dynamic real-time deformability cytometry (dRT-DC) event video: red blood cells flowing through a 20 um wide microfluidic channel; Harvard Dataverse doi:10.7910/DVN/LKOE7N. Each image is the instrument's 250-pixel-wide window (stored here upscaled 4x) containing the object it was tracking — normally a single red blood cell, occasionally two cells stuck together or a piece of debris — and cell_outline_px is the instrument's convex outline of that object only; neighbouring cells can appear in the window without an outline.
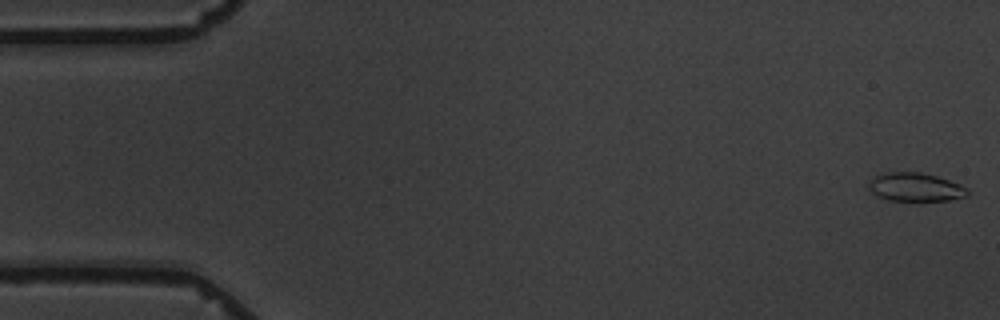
{"species": "common noctule bat (a hibernating species)", "species_latin": "Nyctalus noctula", "temperature_condition": "warm", "stored_images_in_passage": 12, "camera_frame_rate_fps": 3000, "um_per_image_px": 0.085, "animal": {"sex": "male", "body_mass_g": 19.5, "forearm_length_mm": 54.6}, "frame": {"image": 1, "passage_image": 1, "time_ms": 0.0, "image_size_px": [1000, 320], "cell_outline_px": [[968, 196], [948, 200], [888, 200], [876, 196], [868, 188], [868, 180], [884, 172], [920, 172], [936, 176], [960, 184], [968, 188]], "centroid_in_image_um": [77.78, 15.9], "position_along_channel_um": 7.2, "area_um2": 16.42}}
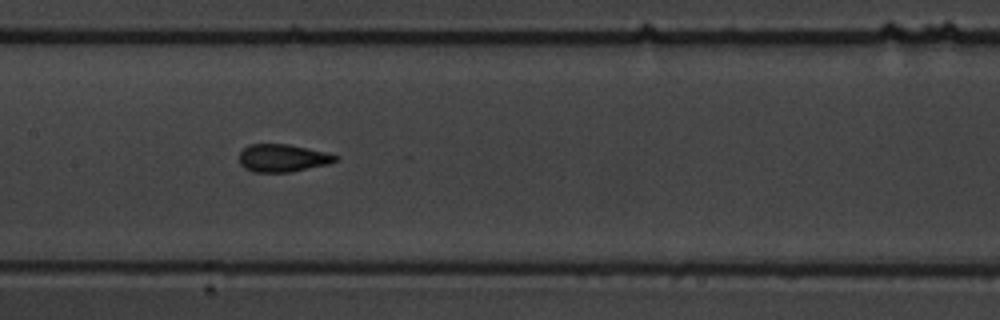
{"frame": {"image": 2, "passage_image": 8, "time_ms": 9.0, "image_size_px": [1000, 320], "cell_outline_px": [[340, 156], [336, 160], [328, 164], [292, 172], [252, 172], [244, 168], [240, 164], [240, 152], [248, 144], [288, 144], [328, 152]], "centroid_in_image_um": [24.03, 13.43], "position_along_channel_um": 183.4, "area_um2": 15.66}}
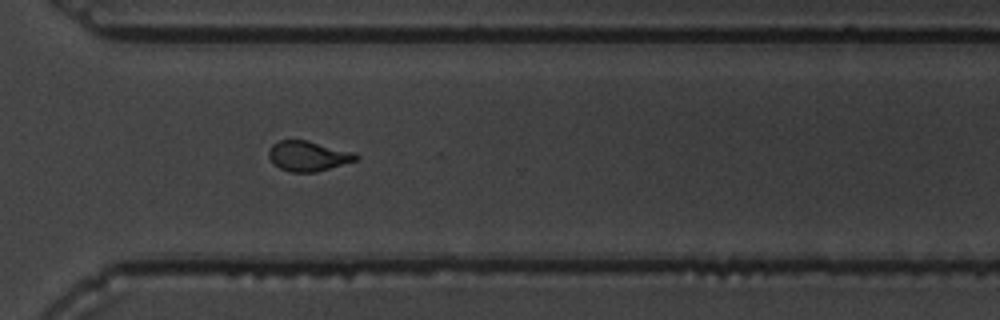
{"frame": {"image": 3, "passage_image": 12, "time_ms": 13.667, "image_size_px": [1000, 320], "cell_outline_px": [[360, 156], [356, 160], [316, 172], [292, 172], [280, 168], [272, 164], [268, 156], [268, 152], [272, 144], [280, 140], [308, 140], [356, 152]], "centroid_in_image_um": [26.19, 13.25], "position_along_channel_um": 344.4, "area_um2": 15.43}}